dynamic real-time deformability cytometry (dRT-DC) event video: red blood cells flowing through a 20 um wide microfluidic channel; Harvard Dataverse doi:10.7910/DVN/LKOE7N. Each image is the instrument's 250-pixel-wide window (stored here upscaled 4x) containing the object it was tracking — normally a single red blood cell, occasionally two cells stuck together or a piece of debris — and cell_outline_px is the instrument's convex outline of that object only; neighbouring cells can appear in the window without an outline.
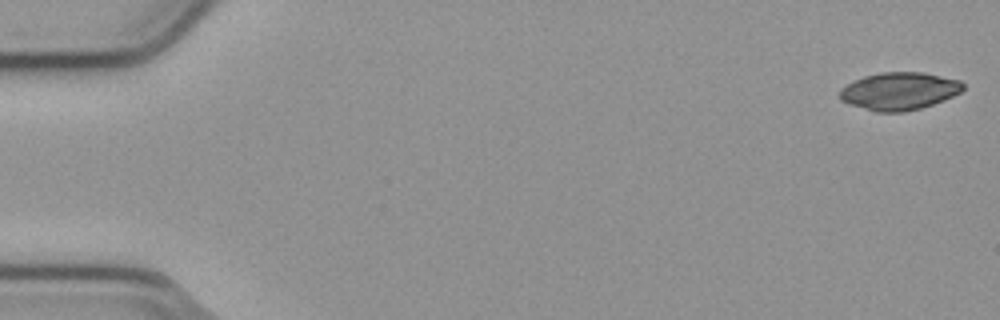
{"species": "common noctule bat (a hibernating species)", "species_latin": "Nyctalus noctula", "temperature_condition": "cold", "stored_images_in_passage": 54, "camera_frame_rate_fps": 3000, "um_per_image_px": 0.085, "animal": {"sex": "male", "body_mass_g": 23.1, "forearm_length_mm": 52.7}, "frame": {"image": 1, "passage_image": 1, "time_ms": 0.0, "image_size_px": [1000, 320], "cell_outline_px": [[964, 88], [960, 92], [944, 100], [920, 108], [904, 112], [876, 112], [848, 104], [840, 100], [840, 88], [864, 76], [880, 72], [924, 72], [960, 80], [964, 84]], "centroid_in_image_um": [76.43, 7.74], "position_along_channel_um": 8.6, "area_um2": 27.05}}
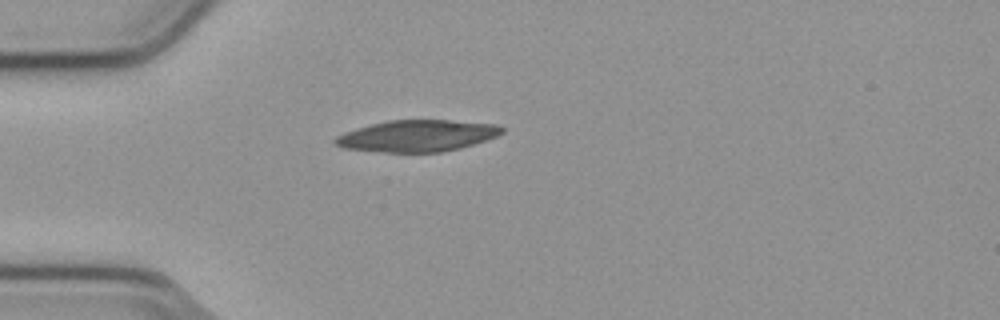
{"frame": {"image": 2, "passage_image": 15, "time_ms": 4.667, "image_size_px": [1000, 320], "cell_outline_px": [[504, 132], [496, 136], [460, 148], [440, 152], [384, 152], [344, 148], [336, 144], [332, 140], [336, 136], [344, 132], [356, 128], [388, 120], [448, 120], [496, 124], [504, 128]], "centroid_in_image_um": [35.44, 11.54], "position_along_channel_um": 49.6, "area_um2": 30.46}}
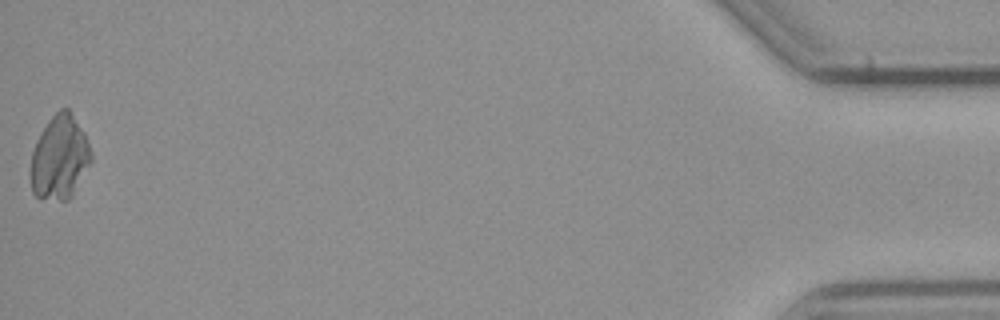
{"frame": {"image": 3, "passage_image": 54, "time_ms": 17.667, "image_size_px": [1000, 320], "cell_outline_px": [[92, 160], [72, 196], [68, 200], [40, 200], [32, 192], [28, 172], [32, 152], [36, 140], [40, 132], [48, 120], [60, 108], [68, 108], [84, 132], [92, 156]], "centroid_in_image_um": [5.02, 13.43], "position_along_channel_um": 430.2, "area_um2": 30.06}}